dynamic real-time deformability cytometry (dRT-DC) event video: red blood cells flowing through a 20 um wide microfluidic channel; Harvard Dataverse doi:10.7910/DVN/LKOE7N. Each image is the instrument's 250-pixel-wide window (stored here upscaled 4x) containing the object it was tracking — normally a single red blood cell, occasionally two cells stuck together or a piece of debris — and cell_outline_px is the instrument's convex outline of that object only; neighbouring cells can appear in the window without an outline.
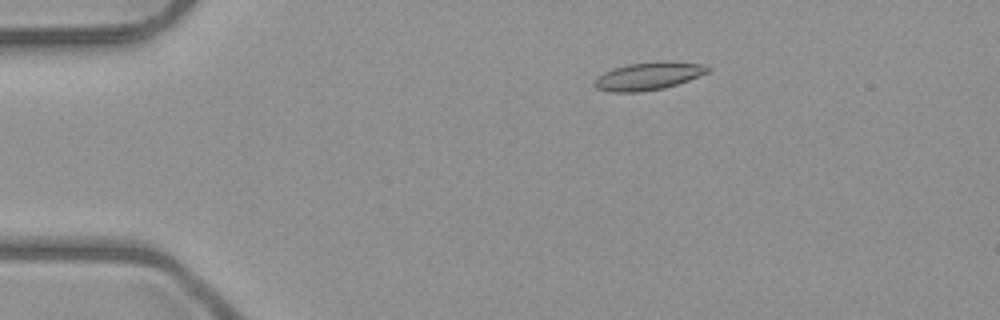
{"species": "common noctule bat (a hibernating species)", "species_latin": "Nyctalus noctula", "temperature_condition": "room temperature", "stored_images_in_passage": 8, "camera_frame_rate_fps": 3000, "um_per_image_px": 0.085, "animal": {"sex": "male", "body_mass_g": 23.1, "forearm_length_mm": 52.7}, "frame": {"image": 1, "passage_image": 3, "time_ms": 2.333, "image_size_px": [1000, 320], "cell_outline_px": [[712, 68], [708, 72], [688, 80], [664, 88], [640, 92], [612, 92], [596, 88], [592, 84], [604, 72], [612, 68], [628, 64], [660, 60], [668, 60], [704, 64]], "centroid_in_image_um": [55.14, 6.44], "position_along_channel_um": 29.9, "area_um2": 18.5}}
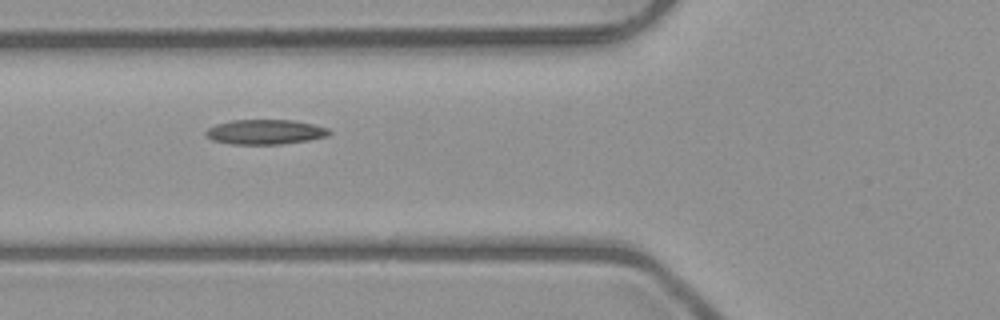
{"frame": {"image": 2, "passage_image": 6, "time_ms": 5.667, "image_size_px": [1000, 320], "cell_outline_px": [[332, 132], [328, 136], [308, 140], [280, 144], [232, 144], [212, 140], [204, 132], [208, 128], [216, 124], [232, 120], [296, 120], [328, 128]], "centroid_in_image_um": [22.55, 11.21], "position_along_channel_um": 103.2, "area_um2": 17.8}}
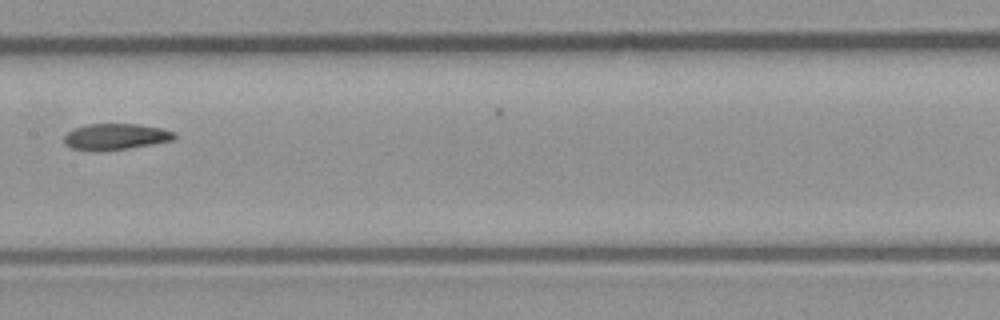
{"frame": {"image": 3, "passage_image": 8, "time_ms": 8.0, "image_size_px": [1000, 320], "cell_outline_px": [[176, 136], [172, 140], [152, 144], [104, 152], [88, 152], [72, 148], [64, 144], [64, 136], [68, 132], [76, 128], [88, 124], [140, 124], [160, 128], [176, 132]], "centroid_in_image_um": [9.79, 11.64], "position_along_channel_um": 197.6, "area_um2": 17.05}}